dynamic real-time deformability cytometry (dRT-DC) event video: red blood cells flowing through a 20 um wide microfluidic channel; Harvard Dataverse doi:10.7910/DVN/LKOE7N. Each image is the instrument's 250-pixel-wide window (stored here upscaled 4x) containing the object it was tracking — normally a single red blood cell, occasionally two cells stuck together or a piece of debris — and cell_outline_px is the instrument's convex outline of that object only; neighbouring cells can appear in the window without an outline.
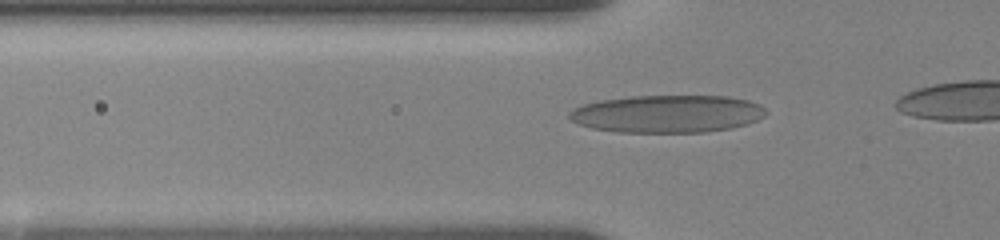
{"species": "human", "species_latin": "Homo sapiens", "temperature_condition": "room temperature", "stored_images_in_passage": 17, "camera_frame_rate_fps": 3000, "um_per_image_px": 0.085, "donor": {"sex": "female"}, "frame": {"image": 1, "passage_image": 7, "time_ms": 2.0, "image_size_px": [1000, 240], "cell_outline_px": [[768, 112], [764, 116], [748, 124], [732, 128], [708, 132], [616, 132], [592, 128], [580, 124], [572, 120], [568, 116], [568, 112], [572, 108], [584, 104], [600, 100], [632, 96], [728, 96], [748, 100], [760, 104]], "centroid_in_image_um": [56.74, 9.67], "position_along_channel_um": 69.1, "area_um2": 43.29}}
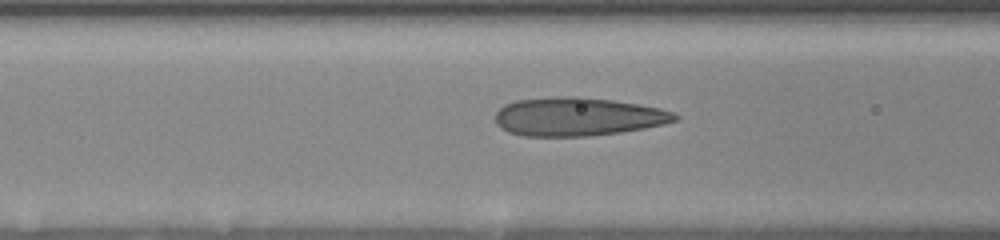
{"frame": {"image": 2, "passage_image": 11, "time_ms": 3.333, "image_size_px": [1000, 240], "cell_outline_px": [[680, 116], [676, 120], [664, 124], [644, 128], [620, 132], [588, 136], [524, 136], [508, 132], [500, 128], [496, 124], [496, 112], [504, 104], [516, 100], [552, 96], [580, 96], [612, 100], [660, 108], [676, 112]], "centroid_in_image_um": [49.1, 9.91], "position_along_channel_um": 117.5, "area_um2": 40.52}}
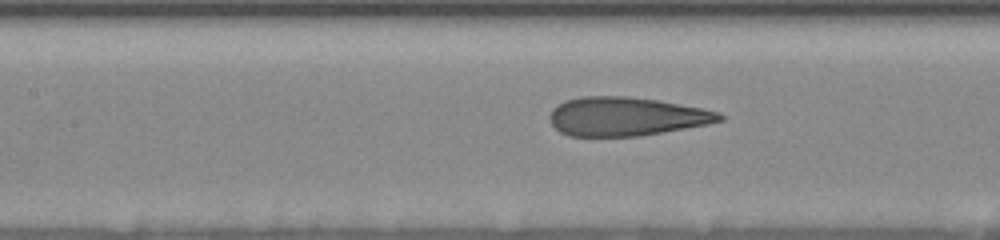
{"frame": {"image": 3, "passage_image": 14, "time_ms": 4.333, "image_size_px": [1000, 240], "cell_outline_px": [[724, 120], [708, 124], [636, 136], [568, 136], [560, 132], [552, 124], [548, 116], [552, 108], [564, 100], [580, 96], [628, 96], [660, 100], [720, 112], [724, 116]], "centroid_in_image_um": [53.18, 9.89], "position_along_channel_um": 154.2, "area_um2": 38.38}}